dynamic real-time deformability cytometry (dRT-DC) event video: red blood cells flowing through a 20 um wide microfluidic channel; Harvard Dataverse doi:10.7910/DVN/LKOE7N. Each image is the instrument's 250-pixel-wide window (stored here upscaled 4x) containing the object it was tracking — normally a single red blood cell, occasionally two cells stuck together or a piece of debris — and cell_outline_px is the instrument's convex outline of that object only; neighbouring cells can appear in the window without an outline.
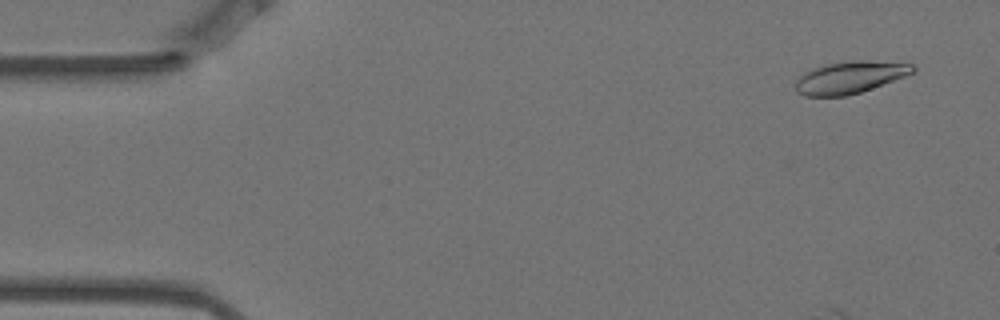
{"species": "Egyptian fruit bat (a non-hibernating species)", "species_latin": "Rousettus aegyptiacus", "temperature_condition": "warm", "stored_images_in_passage": 8, "camera_frame_rate_fps": 3000, "um_per_image_px": 0.085, "animal": {"sex": "female"}, "frame": {"image": 1, "passage_image": 2, "time_ms": 0.333, "image_size_px": [1000, 320], "cell_outline_px": [[916, 72], [872, 88], [860, 92], [844, 96], [804, 96], [796, 92], [796, 80], [800, 76], [816, 68], [828, 64], [852, 60], [868, 60], [912, 64], [916, 68]], "centroid_in_image_um": [72.27, 6.58], "position_along_channel_um": 12.7, "area_um2": 21.68}}
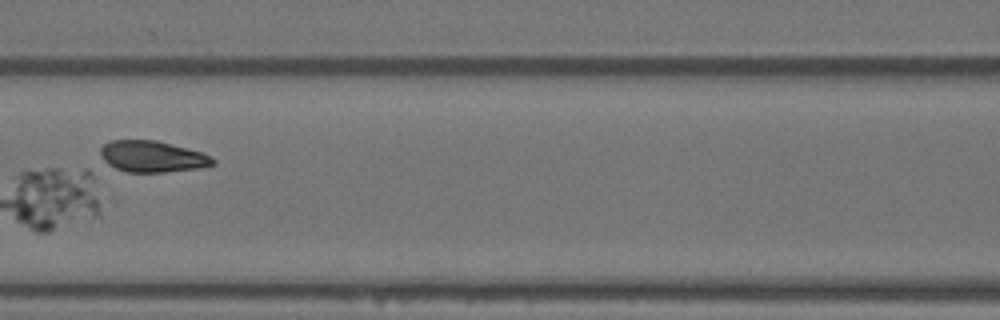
{"frame": {"image": 2, "passage_image": 8, "time_ms": 2.333, "image_size_px": [1000, 320], "cell_outline_px": [[216, 164], [196, 168], [164, 172], [128, 172], [116, 168], [108, 164], [104, 160], [100, 152], [100, 148], [108, 140], [156, 140], [200, 152], [216, 160]], "centroid_in_image_um": [12.91, 13.3], "position_along_channel_um": 153.7, "area_um2": 20.23}}